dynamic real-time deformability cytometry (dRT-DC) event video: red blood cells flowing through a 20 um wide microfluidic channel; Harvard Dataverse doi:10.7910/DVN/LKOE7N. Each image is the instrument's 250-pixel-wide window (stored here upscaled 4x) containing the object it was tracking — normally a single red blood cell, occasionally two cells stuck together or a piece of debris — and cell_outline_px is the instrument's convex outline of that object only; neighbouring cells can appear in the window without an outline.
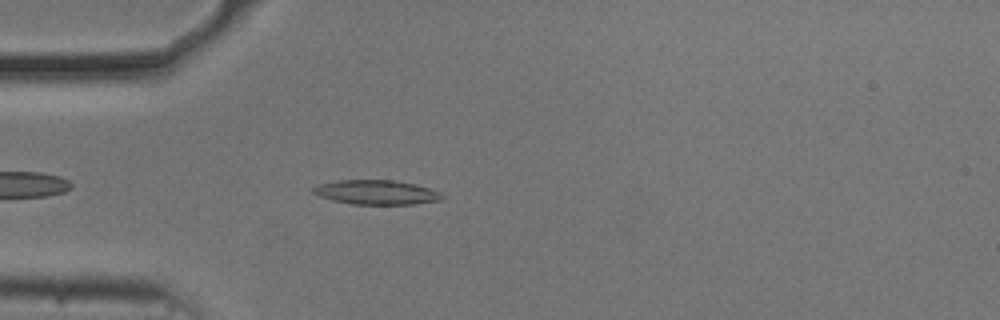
{"species": "common noctule bat (a hibernating species)", "species_latin": "Nyctalus noctula", "temperature_condition": "cold", "stored_images_in_passage": 13, "camera_frame_rate_fps": 3000, "um_per_image_px": 0.085, "animal": {"sex": "male", "body_mass_g": 20.5, "forearm_length_mm": 52.5}, "frame": {"image": 1, "passage_image": 5, "time_ms": 1.333, "image_size_px": [1000, 320], "cell_outline_px": [[444, 196], [440, 200], [412, 204], [352, 204], [332, 200], [320, 196], [312, 192], [312, 188], [320, 184], [336, 180], [392, 180], [412, 184], [428, 188], [440, 192]], "centroid_in_image_um": [31.96, 16.34], "position_along_channel_um": 53.0, "area_um2": 18.09}}